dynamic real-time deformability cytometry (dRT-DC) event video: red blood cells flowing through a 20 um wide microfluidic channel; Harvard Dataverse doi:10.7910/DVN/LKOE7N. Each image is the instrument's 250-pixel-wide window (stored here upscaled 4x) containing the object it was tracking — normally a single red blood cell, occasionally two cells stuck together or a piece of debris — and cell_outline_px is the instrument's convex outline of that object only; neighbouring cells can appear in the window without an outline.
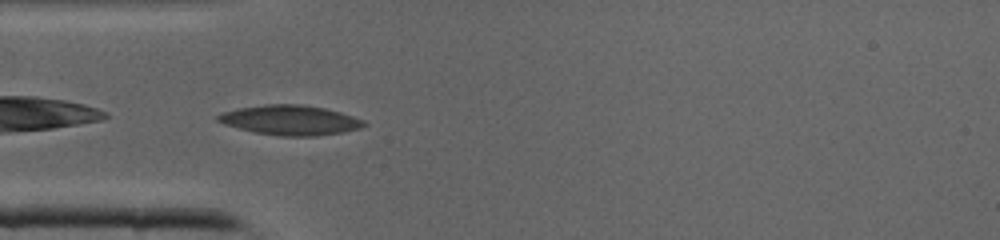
{"species": "common noctule bat (a hibernating species)", "species_latin": "Nyctalus noctula", "temperature_condition": "cold", "stored_images_in_passage": 30, "camera_frame_rate_fps": 3000, "um_per_image_px": 0.085, "animal": {"sex": "male", "body_mass_g": 19.0, "forearm_length_mm": 50.8}, "frame": {"image": 1, "passage_image": 1, "time_ms": 0.0, "image_size_px": [1000, 240], "cell_outline_px": [[364, 124], [360, 128], [344, 132], [316, 136], [280, 136], [256, 132], [224, 124], [216, 120], [216, 116], [224, 112], [240, 108], [264, 104], [300, 104], [324, 108], [340, 112], [364, 120]], "centroid_in_image_um": [24.67, 10.21], "position_along_channel_um": 60.3, "area_um2": 25.09}}
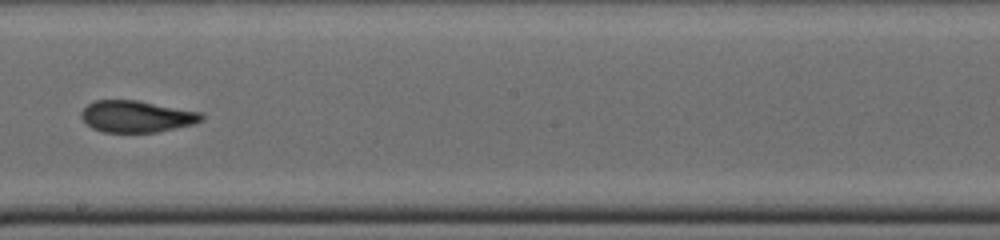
{"frame": {"image": 2, "passage_image": 12, "time_ms": 3.667, "image_size_px": [1000, 240], "cell_outline_px": [[204, 116], [200, 120], [192, 124], [156, 132], [104, 132], [92, 128], [80, 116], [84, 108], [88, 104], [96, 100], [136, 100], [200, 112]], "centroid_in_image_um": [11.57, 9.89], "position_along_channel_um": 236.6, "area_um2": 21.79}}
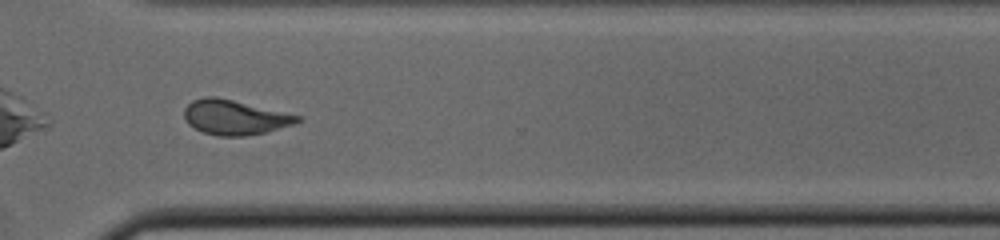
{"frame": {"image": 3, "passage_image": 19, "time_ms": 6.0, "image_size_px": [1000, 240], "cell_outline_px": [[300, 120], [296, 124], [264, 132], [244, 136], [216, 136], [204, 132], [188, 124], [184, 116], [184, 108], [192, 100], [204, 96], [216, 96], [300, 116]], "centroid_in_image_um": [19.91, 9.97], "position_along_channel_um": 350.7, "area_um2": 22.72}}